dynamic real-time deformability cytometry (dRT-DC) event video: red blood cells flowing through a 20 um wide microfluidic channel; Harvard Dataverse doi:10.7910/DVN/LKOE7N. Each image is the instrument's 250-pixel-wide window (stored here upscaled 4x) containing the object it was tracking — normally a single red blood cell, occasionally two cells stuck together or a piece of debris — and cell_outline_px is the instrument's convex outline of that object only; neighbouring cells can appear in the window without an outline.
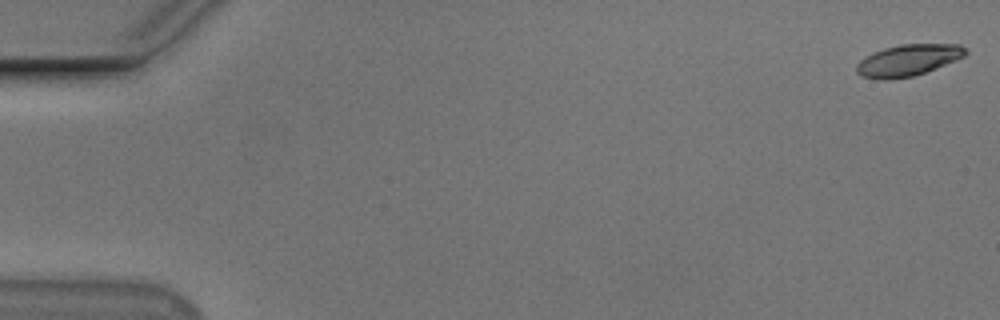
{"species": "Egyptian fruit bat (a non-hibernating species)", "species_latin": "Rousettus aegyptiacus", "temperature_condition": "cold", "stored_images_in_passage": 7, "camera_frame_rate_fps": 3000, "um_per_image_px": 0.085, "animal": {"sex": "male"}, "frame": {"image": 1, "passage_image": 1, "time_ms": 0.0, "image_size_px": [1000, 320], "cell_outline_px": [[968, 52], [964, 56], [956, 60], [936, 68], [912, 76], [888, 80], [876, 80], [860, 76], [856, 72], [856, 64], [860, 60], [872, 52], [884, 48], [900, 44], [960, 44]], "centroid_in_image_um": [77.13, 5.12], "position_along_channel_um": 7.9, "area_um2": 20.11}}